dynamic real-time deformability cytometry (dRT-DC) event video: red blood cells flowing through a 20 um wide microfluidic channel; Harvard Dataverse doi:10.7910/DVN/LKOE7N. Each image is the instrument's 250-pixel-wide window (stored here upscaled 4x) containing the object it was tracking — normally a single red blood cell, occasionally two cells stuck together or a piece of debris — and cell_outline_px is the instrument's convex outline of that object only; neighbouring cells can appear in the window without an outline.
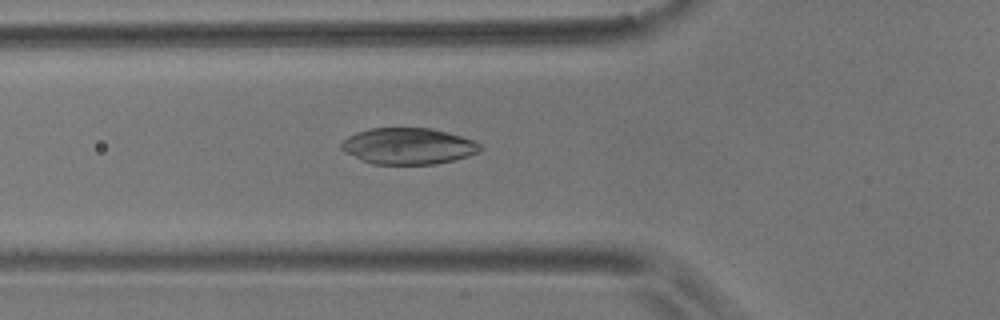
{"species": "common noctule bat (a hibernating species)", "species_latin": "Nyctalus noctula", "temperature_condition": "room temperature", "stored_images_in_passage": 40, "camera_frame_rate_fps": 3000, "um_per_image_px": 0.085, "animal": {"sex": "male", "body_mass_g": 17.9}, "frame": {"image": 1, "passage_image": 3, "time_ms": 0.667, "image_size_px": [1000, 320], "cell_outline_px": [[480, 152], [468, 156], [436, 164], [372, 164], [344, 152], [340, 148], [340, 144], [348, 136], [356, 132], [368, 128], [432, 128], [448, 132], [472, 140], [480, 144]], "centroid_in_image_um": [34.67, 12.41], "position_along_channel_um": 91.1, "area_um2": 29.36}}
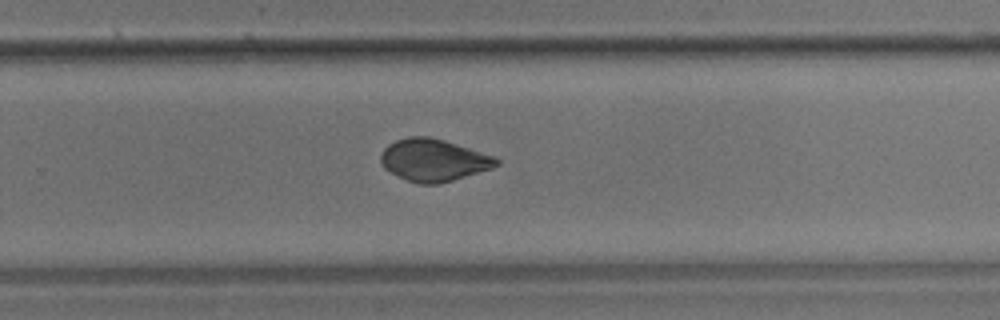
{"frame": {"image": 2, "passage_image": 20, "time_ms": 6.333, "image_size_px": [1000, 320], "cell_outline_px": [[500, 164], [492, 168], [440, 184], [420, 184], [408, 180], [384, 168], [380, 160], [380, 152], [388, 144], [396, 140], [408, 136], [428, 136], [444, 140], [496, 156], [500, 160]], "centroid_in_image_um": [36.87, 13.6], "position_along_channel_um": 292.9, "area_um2": 28.5}}
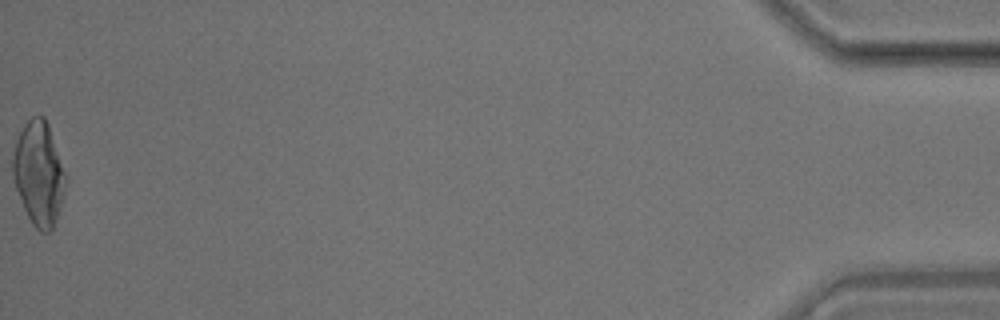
{"frame": {"image": 3, "passage_image": 40, "time_ms": 13.0, "image_size_px": [1000, 320], "cell_outline_px": [[68, 176], [60, 208], [56, 220], [52, 228], [48, 232], [40, 232], [32, 224], [24, 208], [16, 188], [12, 176], [12, 156], [16, 140], [24, 124], [32, 116], [44, 116], [48, 124]], "centroid_in_image_um": [3.31, 14.73], "position_along_channel_um": 431.9, "area_um2": 32.14}, "authors_computed_cell_mechanics": {"area_um2": 29.0156, "velocity_mm_per_s": 3.5534, "shape_relaxation_time_tau1_ms": 5.8387, "shape_relaxation_time_tau2_ms": 1.551, "deformation_change_tau1": 0.124, "deformation_change_tau2": 0.0418}}